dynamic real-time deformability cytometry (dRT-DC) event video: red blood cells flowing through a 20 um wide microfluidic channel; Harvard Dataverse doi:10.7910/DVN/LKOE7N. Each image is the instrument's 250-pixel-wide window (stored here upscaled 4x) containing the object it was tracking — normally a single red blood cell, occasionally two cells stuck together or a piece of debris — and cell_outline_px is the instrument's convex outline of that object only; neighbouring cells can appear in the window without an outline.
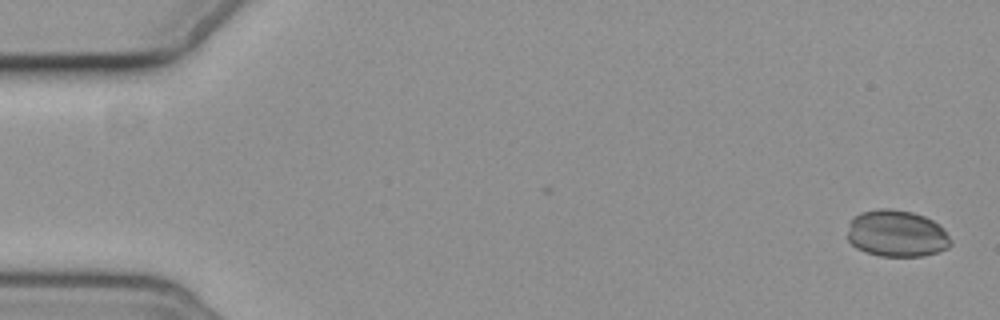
{"species": "common noctule bat (a hibernating species)", "species_latin": "Nyctalus noctula", "temperature_condition": "cold", "stored_images_in_passage": 2, "camera_frame_rate_fps": 3000, "um_per_image_px": 0.085, "animal": {"sex": "female", "body_mass_g": 19.3, "forearm_length_mm": 54.1}, "frame": {"image": 1, "passage_image": 2, "time_ms": 1.333, "image_size_px": [1000, 320], "cell_outline_px": [[952, 244], [948, 248], [924, 256], [880, 256], [864, 252], [856, 248], [848, 240], [848, 232], [852, 220], [860, 212], [880, 208], [888, 208], [912, 212], [924, 216], [932, 220], [944, 228], [952, 240]], "centroid_in_image_um": [76.25, 19.86], "position_along_channel_um": 8.8, "area_um2": 28.21}}